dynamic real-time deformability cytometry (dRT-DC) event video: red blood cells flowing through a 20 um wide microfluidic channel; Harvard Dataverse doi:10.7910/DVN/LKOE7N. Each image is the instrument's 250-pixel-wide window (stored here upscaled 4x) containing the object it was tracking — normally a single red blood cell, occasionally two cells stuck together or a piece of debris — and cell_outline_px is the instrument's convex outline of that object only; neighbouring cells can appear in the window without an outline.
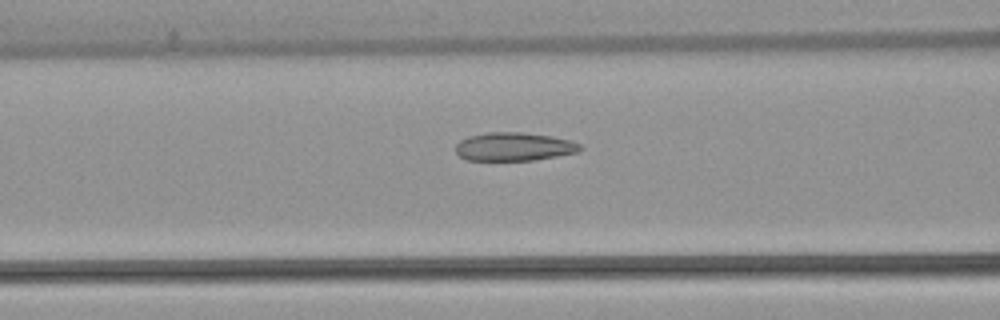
{"species": "common noctule bat (a hibernating species)", "species_latin": "Nyctalus noctula", "temperature_condition": "warm", "stored_images_in_passage": 52, "camera_frame_rate_fps": 3000, "um_per_image_px": 0.085, "animal": {"sex": "female", "body_mass_g": 22.7, "forearm_length_mm": 54.2}, "frame": {"image": 1, "passage_image": 20, "time_ms": 6.333, "image_size_px": [1000, 320], "cell_outline_px": [[584, 148], [576, 152], [556, 156], [532, 160], [464, 160], [456, 152], [456, 144], [460, 140], [468, 136], [488, 132], [520, 132], [552, 136], [568, 140], [580, 144]], "centroid_in_image_um": [43.66, 12.46], "position_along_channel_um": 122.9, "area_um2": 20.52}}
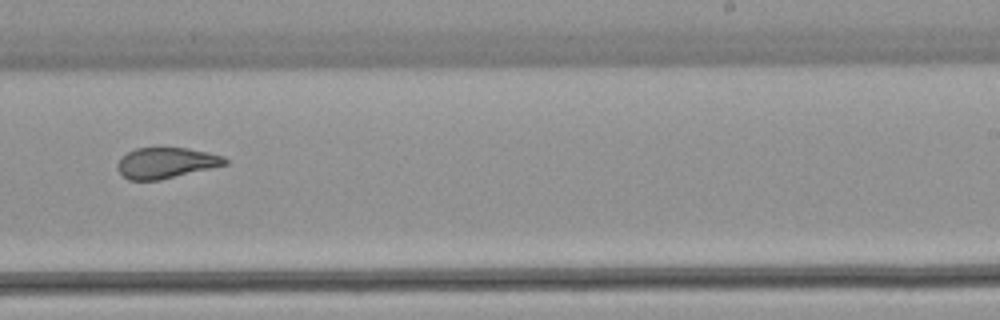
{"frame": {"image": 2, "passage_image": 32, "time_ms": 10.333, "image_size_px": [1000, 320], "cell_outline_px": [[228, 164], [160, 180], [128, 180], [116, 168], [116, 164], [128, 152], [136, 148], [188, 148], [208, 152], [224, 156], [228, 160]], "centroid_in_image_um": [14.13, 13.85], "position_along_channel_um": 274.9, "area_um2": 19.19}}
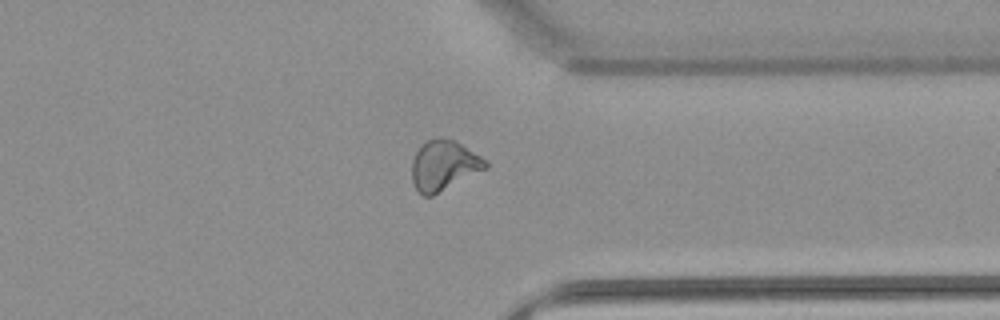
{"frame": {"image": 3, "passage_image": 40, "time_ms": 13.0, "image_size_px": [1000, 320], "cell_outline_px": [[488, 168], [432, 196], [424, 196], [416, 188], [412, 180], [412, 160], [420, 144], [428, 140], [440, 136], [452, 140], [460, 144], [480, 156], [488, 164]], "centroid_in_image_um": [37.7, 14.06], "position_along_channel_um": 373.7, "area_um2": 21.33}, "authors_computed_cell_mechanics": {"area_um2": 21.4438, "velocity_mm_per_s": 3.8085, "shape_relaxation_time_tau1_ms": null, "shape_relaxation_time_tau2_ms": 1.6536, "deformation_change_tau1": null, "deformation_change_tau2": 0.0988}}